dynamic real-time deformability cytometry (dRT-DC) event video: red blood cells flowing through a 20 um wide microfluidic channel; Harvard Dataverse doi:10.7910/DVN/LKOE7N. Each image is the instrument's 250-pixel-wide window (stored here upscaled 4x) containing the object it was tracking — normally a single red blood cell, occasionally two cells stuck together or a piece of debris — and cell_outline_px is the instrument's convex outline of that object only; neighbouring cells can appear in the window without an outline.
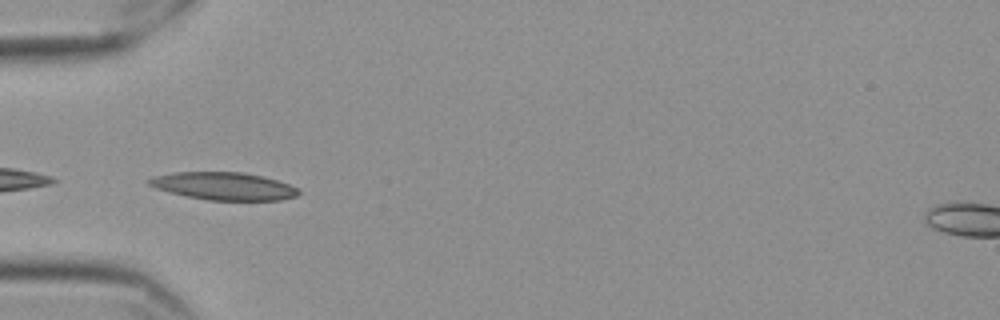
{"species": "Egyptian fruit bat (a non-hibernating species)", "species_latin": "Rousettus aegyptiacus", "temperature_condition": "cold", "stored_images_in_passage": 27, "camera_frame_rate_fps": 3000, "um_per_image_px": 0.085, "frame": {"image": 1, "passage_image": 1, "time_ms": 0.0, "image_size_px": [1000, 320], "cell_outline_px": [[300, 192], [296, 196], [280, 200], [208, 200], [188, 196], [156, 188], [148, 184], [148, 180], [152, 176], [176, 172], [244, 172], [276, 180], [300, 188]], "centroid_in_image_um": [19.04, 15.81], "position_along_channel_um": 66.0, "area_um2": 23.87}}
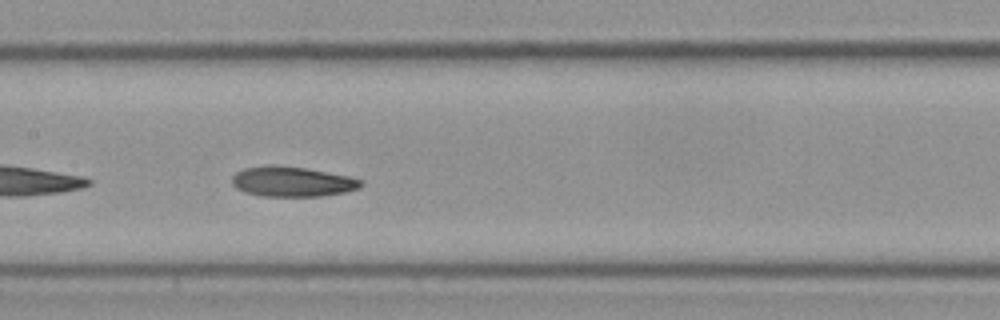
{"frame": {"image": 2, "passage_image": 11, "time_ms": 3.333, "image_size_px": [1000, 320], "cell_outline_px": [[364, 184], [360, 188], [344, 192], [320, 196], [260, 196], [244, 192], [236, 188], [232, 184], [232, 176], [236, 172], [244, 168], [268, 164], [304, 168], [348, 176], [364, 180]], "centroid_in_image_um": [24.82, 15.44], "position_along_channel_um": 182.6, "area_um2": 22.66}}
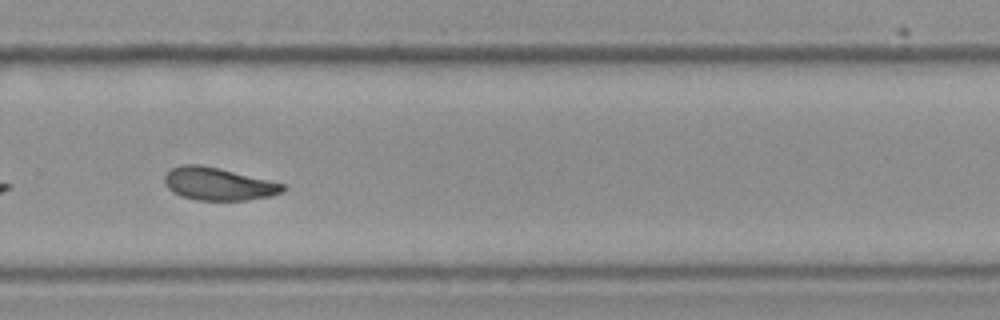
{"frame": {"image": 3, "passage_image": 22, "time_ms": 7.0, "image_size_px": [1000, 320], "cell_outline_px": [[284, 192], [272, 196], [248, 200], [196, 200], [180, 196], [172, 192], [168, 188], [164, 180], [164, 176], [172, 168], [180, 164], [200, 164], [220, 168], [284, 184]], "centroid_in_image_um": [18.54, 15.64], "position_along_channel_um": 311.3, "area_um2": 22.6}, "authors_computed_cell_mechanics": {"area_um2": 22.5998, "velocity_mm_per_s": 3.5208, "shape_relaxation_time_tau1_ms": 5.807, "shape_relaxation_time_tau2_ms": null, "deformation_change_tau1": 0.1349, "deformation_change_tau2": null}}